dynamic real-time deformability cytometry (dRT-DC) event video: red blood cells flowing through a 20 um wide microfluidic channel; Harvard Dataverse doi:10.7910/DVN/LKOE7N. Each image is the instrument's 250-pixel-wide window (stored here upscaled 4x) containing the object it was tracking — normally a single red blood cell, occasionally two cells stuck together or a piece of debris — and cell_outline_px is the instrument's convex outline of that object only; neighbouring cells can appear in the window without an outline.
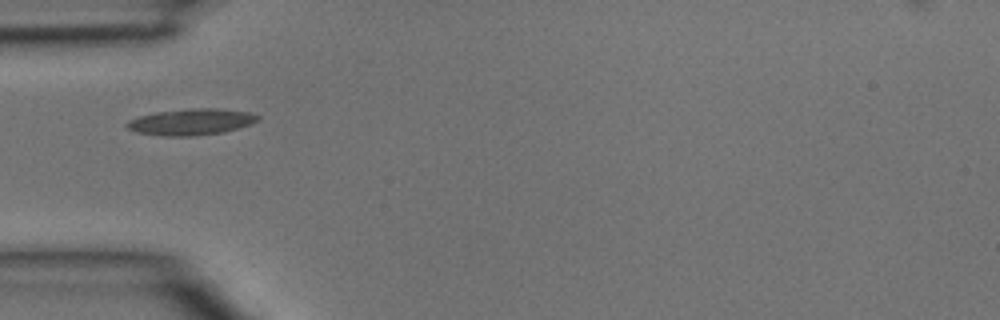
{"species": "common noctule bat (a hibernating species)", "species_latin": "Nyctalus noctula", "temperature_condition": "room temperature", "stored_images_in_passage": 2, "camera_frame_rate_fps": 3000, "um_per_image_px": 0.085, "animal": {"sex": "male", "body_mass_g": 15.6}, "frame": {"image": 1, "passage_image": 1, "time_ms": 0.0, "image_size_px": [1000, 320], "cell_outline_px": [[260, 120], [252, 124], [224, 132], [192, 136], [164, 136], [136, 132], [128, 128], [124, 124], [128, 120], [140, 116], [156, 112], [196, 108], [216, 108], [248, 112], [260, 116]], "centroid_in_image_um": [16.26, 10.36], "position_along_channel_um": 68.7, "area_um2": 20.06}}